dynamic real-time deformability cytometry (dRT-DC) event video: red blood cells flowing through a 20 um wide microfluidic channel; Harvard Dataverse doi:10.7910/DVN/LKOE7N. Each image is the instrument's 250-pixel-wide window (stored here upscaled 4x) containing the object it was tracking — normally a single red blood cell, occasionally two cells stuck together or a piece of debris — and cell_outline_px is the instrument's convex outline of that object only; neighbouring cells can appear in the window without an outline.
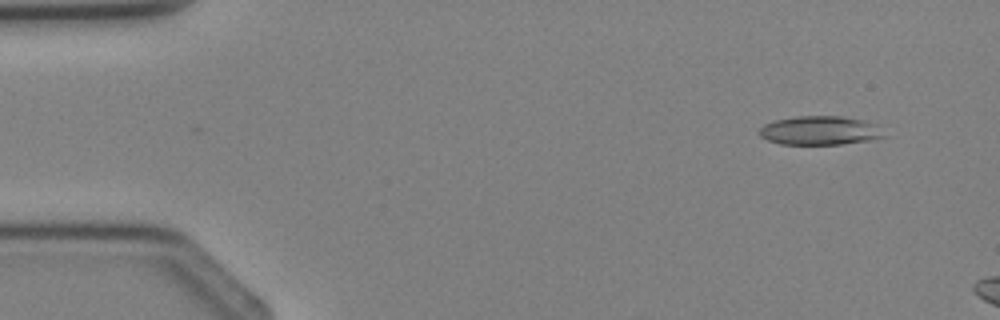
{"species": "Egyptian fruit bat (a non-hibernating species)", "species_latin": "Rousettus aegyptiacus", "temperature_condition": "cold", "stored_images_in_passage": 2, "camera_frame_rate_fps": 3000, "um_per_image_px": 0.085, "animal": {"sex": "female"}, "frame": {"image": 1, "passage_image": 2, "time_ms": 1.333, "image_size_px": [1000, 320], "cell_outline_px": [[888, 136], [872, 140], [840, 144], [780, 144], [768, 140], [760, 136], [756, 132], [764, 124], [776, 120], [796, 116], [844, 116], [864, 120], [876, 124]], "centroid_in_image_um": [69.71, 11.09], "position_along_channel_um": 15.3, "area_um2": 21.21}}